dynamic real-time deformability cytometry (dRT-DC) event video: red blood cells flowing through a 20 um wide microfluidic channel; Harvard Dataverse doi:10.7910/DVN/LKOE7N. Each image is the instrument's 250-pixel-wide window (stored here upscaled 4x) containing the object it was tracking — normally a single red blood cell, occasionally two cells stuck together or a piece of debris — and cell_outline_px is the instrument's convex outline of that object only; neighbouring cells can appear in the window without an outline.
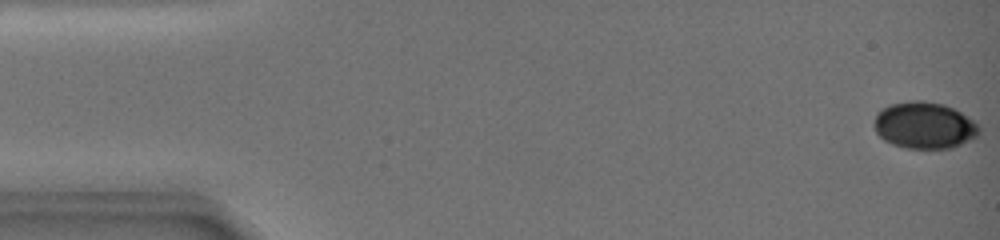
{"species": "common noctule bat (a hibernating species)", "species_latin": "Nyctalus noctula", "temperature_condition": "warm", "stored_images_in_passage": 76, "camera_frame_rate_fps": 3000, "um_per_image_px": 0.085, "animal": {"sex": "female", "body_mass_g": 19.0, "forearm_length_mm": 51.5}, "frame": {"image": 1, "passage_image": 1, "time_ms": 0.0, "image_size_px": [1000, 240], "cell_outline_px": [[980, 132], [976, 136], [952, 148], [908, 148], [892, 144], [884, 140], [876, 132], [872, 124], [876, 112], [880, 108], [888, 104], [912, 100], [924, 100], [944, 104], [960, 112], [972, 120], [980, 128]], "centroid_in_image_um": [78.5, 10.63], "position_along_channel_um": 6.5, "area_um2": 28.67}}
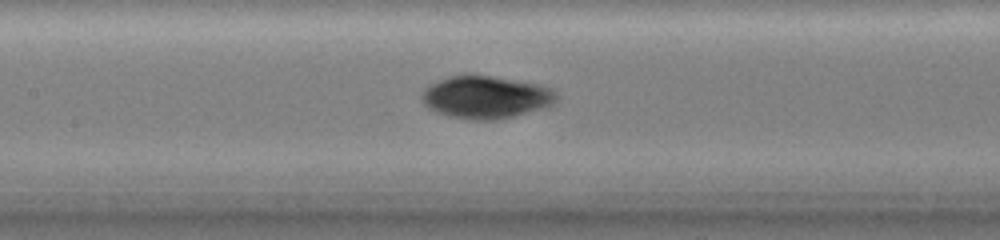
{"frame": {"image": 2, "passage_image": 37, "time_ms": 9.0, "image_size_px": [1000, 240], "cell_outline_px": [[552, 104], [500, 120], [464, 120], [448, 116], [436, 112], [424, 100], [424, 92], [428, 88], [452, 76], [488, 76], [532, 84], [544, 88], [552, 92]], "centroid_in_image_um": [41.24, 8.31], "position_along_channel_um": 166.2, "area_um2": 31.33}}
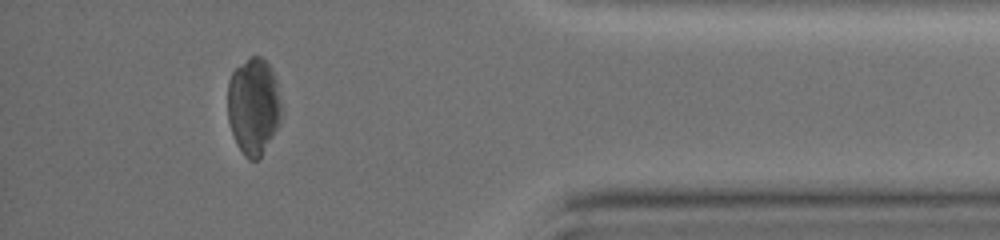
{"frame": {"image": 3, "passage_image": 70, "time_ms": 17.0, "image_size_px": [1000, 240], "cell_outline_px": [[280, 116], [276, 128], [260, 160], [248, 160], [244, 156], [236, 144], [228, 120], [228, 84], [232, 72], [236, 68], [252, 56], [260, 56], [272, 68], [276, 80], [280, 104]], "centroid_in_image_um": [21.53, 9.06], "position_along_channel_um": 413.7, "area_um2": 30.06}}